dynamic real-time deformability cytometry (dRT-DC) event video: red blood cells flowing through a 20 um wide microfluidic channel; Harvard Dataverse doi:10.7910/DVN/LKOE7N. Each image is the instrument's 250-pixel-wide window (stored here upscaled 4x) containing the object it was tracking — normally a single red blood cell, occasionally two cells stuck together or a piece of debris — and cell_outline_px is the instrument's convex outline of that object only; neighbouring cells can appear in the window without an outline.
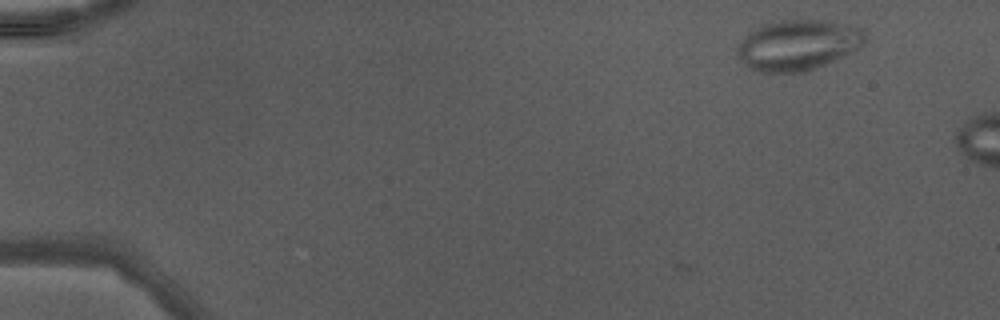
{"species": "Egyptian fruit bat (a non-hibernating species)", "species_latin": "Rousettus aegyptiacus", "temperature_condition": "warm", "stored_images_in_passage": 4, "camera_frame_rate_fps": 3000, "um_per_image_px": 0.085, "animal": {"sex": "male"}, "frame": {"image": 1, "passage_image": 1, "time_ms": 0.0, "image_size_px": [1000, 320], "cell_outline_px": [[868, 40], [864, 44], [852, 52], [824, 64], [812, 68], [796, 72], [760, 72], [748, 68], [744, 64], [736, 52], [736, 48], [756, 28], [772, 20], [832, 20], [856, 24], [864, 32]], "centroid_in_image_um": [67.89, 3.79], "position_along_channel_um": 17.1, "area_um2": 37.57}}